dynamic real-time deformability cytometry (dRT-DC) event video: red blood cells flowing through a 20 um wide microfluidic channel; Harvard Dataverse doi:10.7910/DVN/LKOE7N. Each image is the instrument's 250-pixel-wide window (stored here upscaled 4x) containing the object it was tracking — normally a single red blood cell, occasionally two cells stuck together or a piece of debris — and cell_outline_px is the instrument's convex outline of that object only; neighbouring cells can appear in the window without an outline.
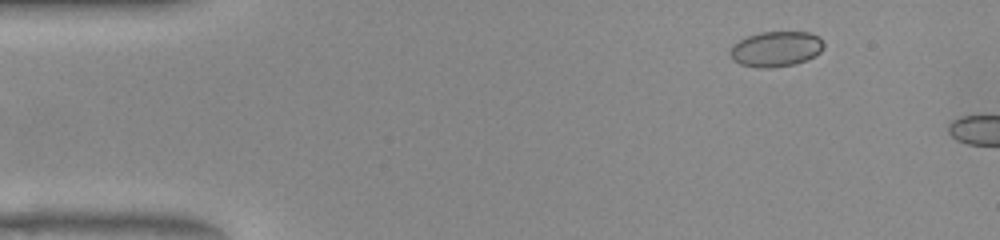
{"species": "common noctule bat (a hibernating species)", "species_latin": "Nyctalus noctula", "temperature_condition": "warm", "stored_images_in_passage": 10, "camera_frame_rate_fps": 3000, "um_per_image_px": 0.085, "animal": {"sex": "female", "body_mass_g": 22.0, "forearm_length_mm": 56.7}, "frame": {"image": 1, "passage_image": 7, "time_ms": 2.0, "image_size_px": [1000, 240], "cell_outline_px": [[824, 48], [820, 52], [796, 64], [768, 68], [756, 68], [740, 64], [732, 60], [728, 52], [732, 44], [748, 36], [760, 32], [808, 32], [816, 36], [824, 44]], "centroid_in_image_um": [65.89, 4.17], "position_along_channel_um": 19.1, "area_um2": 19.25}}